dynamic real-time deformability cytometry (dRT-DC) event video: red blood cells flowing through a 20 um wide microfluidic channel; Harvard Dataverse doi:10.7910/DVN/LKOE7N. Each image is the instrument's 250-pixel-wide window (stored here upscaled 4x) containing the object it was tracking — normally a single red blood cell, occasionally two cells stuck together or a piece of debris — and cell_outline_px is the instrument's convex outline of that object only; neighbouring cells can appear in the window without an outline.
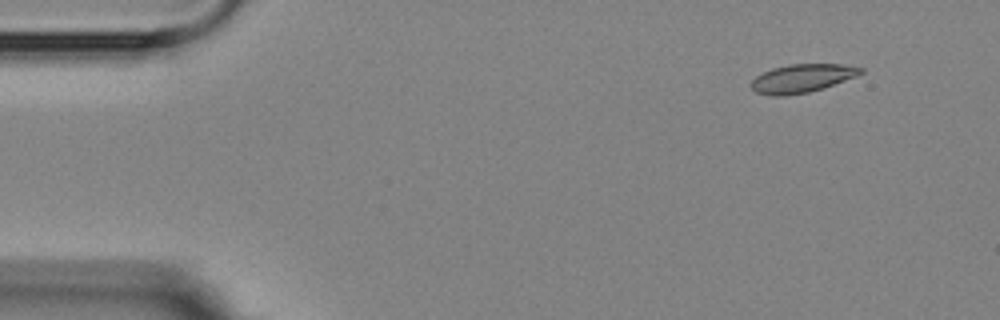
{"species": "Egyptian fruit bat (a non-hibernating species)", "species_latin": "Rousettus aegyptiacus", "temperature_condition": "room temperature", "stored_images_in_passage": 4, "camera_frame_rate_fps": 3000, "um_per_image_px": 0.085, "animal": {"sex": "female"}, "frame": {"image": 1, "passage_image": 1, "time_ms": 0.0, "image_size_px": [1000, 320], "cell_outline_px": [[864, 72], [856, 76], [808, 92], [784, 96], [772, 96], [756, 92], [748, 84], [756, 76], [772, 68], [788, 64], [840, 64], [864, 68]], "centroid_in_image_um": [68.12, 6.65], "position_along_channel_um": 16.9, "area_um2": 17.92}}
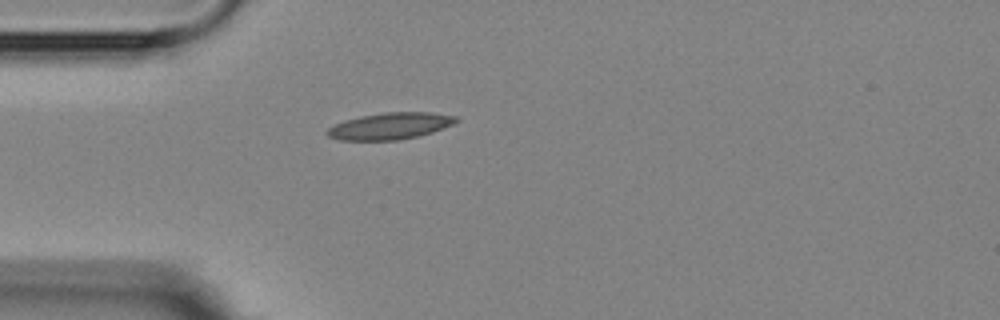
{"frame": {"image": 2, "passage_image": 4, "time_ms": 3.333, "image_size_px": [1000, 320], "cell_outline_px": [[460, 120], [444, 128], [432, 132], [416, 136], [396, 140], [340, 140], [328, 136], [324, 132], [332, 124], [344, 120], [360, 116], [384, 112], [432, 112], [456, 116]], "centroid_in_image_um": [33.13, 10.7], "position_along_channel_um": 51.9, "area_um2": 20.11}}